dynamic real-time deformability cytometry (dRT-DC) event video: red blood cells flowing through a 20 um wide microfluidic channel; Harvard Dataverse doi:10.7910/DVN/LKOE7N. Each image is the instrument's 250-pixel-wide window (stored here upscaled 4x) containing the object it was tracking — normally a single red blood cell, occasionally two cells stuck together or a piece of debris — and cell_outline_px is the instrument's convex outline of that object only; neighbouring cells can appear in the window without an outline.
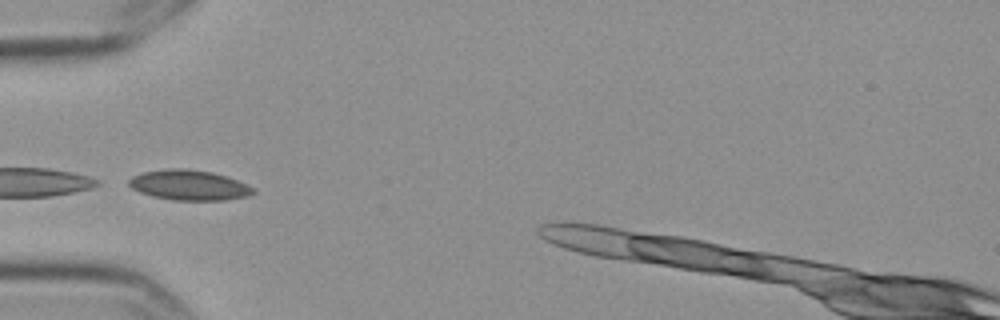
{"species": "Egyptian fruit bat (a non-hibernating species)", "species_latin": "Rousettus aegyptiacus", "temperature_condition": "cold", "stored_images_in_passage": 10, "segment_of_instrument_passage": [1, 2], "camera_frame_rate_fps": 3000, "um_per_image_px": 0.085, "frame": {"image": 1, "passage_image": 3, "time_ms": 0.667, "image_size_px": [1000, 320], "cell_outline_px": [[256, 192], [248, 196], [224, 200], [172, 200], [152, 196], [140, 192], [132, 188], [128, 184], [128, 180], [132, 176], [144, 172], [172, 168], [184, 168], [212, 172], [236, 180], [252, 188]], "centroid_in_image_um": [16.04, 15.74], "position_along_channel_um": 69.0, "area_um2": 21.62}}
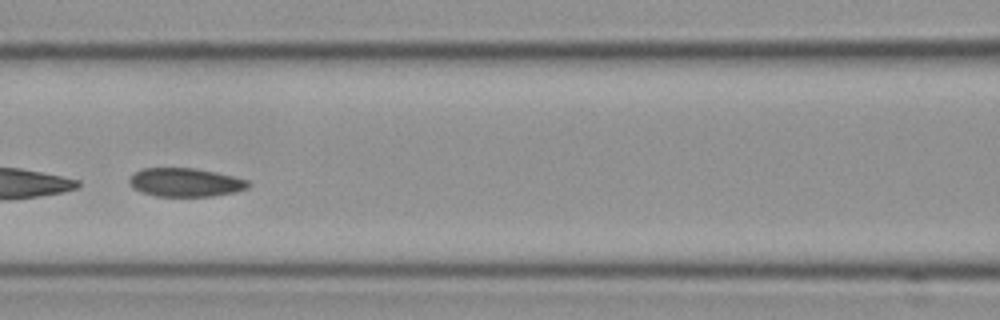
{"frame": {"image": 2, "passage_image": 5, "time_ms": 1.333, "image_size_px": [1000, 320], "cell_outline_px": [[252, 184], [248, 188], [236, 192], [212, 196], [156, 196], [140, 192], [132, 188], [128, 184], [128, 180], [140, 168], [196, 168], [216, 172], [248, 180]], "centroid_in_image_um": [15.75, 15.5], "position_along_channel_um": 150.8, "area_um2": 20.0}}
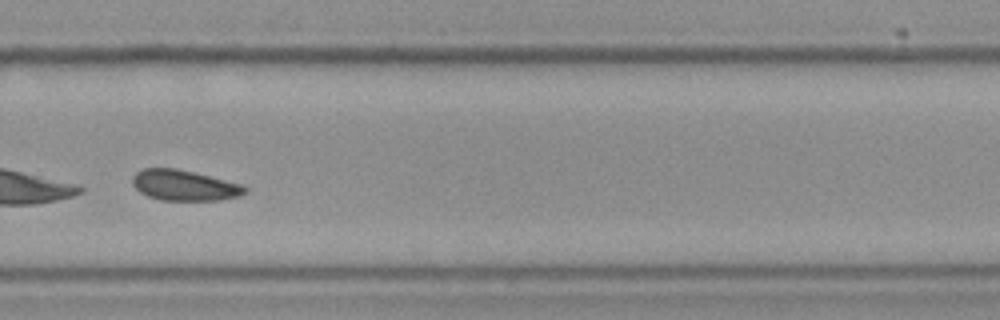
{"frame": {"image": 3, "passage_image": 9, "time_ms": 2.667, "image_size_px": [1000, 320], "cell_outline_px": [[248, 192], [240, 196], [220, 200], [160, 200], [148, 196], [140, 192], [132, 184], [132, 176], [136, 172], [144, 168], [176, 168], [240, 184], [248, 188]], "centroid_in_image_um": [15.65, 15.76], "position_along_channel_um": 314.2, "area_um2": 19.94}}